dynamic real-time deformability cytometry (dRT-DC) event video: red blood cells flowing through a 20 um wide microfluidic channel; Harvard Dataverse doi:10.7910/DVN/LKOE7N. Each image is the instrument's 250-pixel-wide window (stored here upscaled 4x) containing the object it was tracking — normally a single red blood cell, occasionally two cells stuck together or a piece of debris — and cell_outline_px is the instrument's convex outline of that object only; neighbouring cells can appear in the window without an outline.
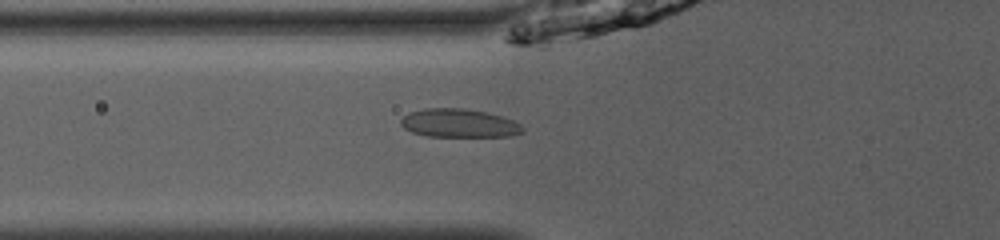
{"species": "common noctule bat (a hibernating species)", "species_latin": "Nyctalus noctula", "temperature_condition": "room temperature", "stored_images_in_passage": 44, "camera_frame_rate_fps": 3000, "um_per_image_px": 0.085, "animal": {"sex": "male", "body_mass_g": 13.0, "forearm_length_mm": 53.1}, "frame": {"image": 1, "passage_image": 13, "time_ms": 4.0, "image_size_px": [1000, 240], "cell_outline_px": [[524, 132], [512, 136], [428, 136], [412, 132], [404, 128], [400, 124], [400, 120], [408, 112], [424, 108], [464, 108], [488, 112], [512, 120], [520, 124], [524, 128]], "centroid_in_image_um": [39.01, 10.46], "position_along_channel_um": 86.8, "area_um2": 20.29}}
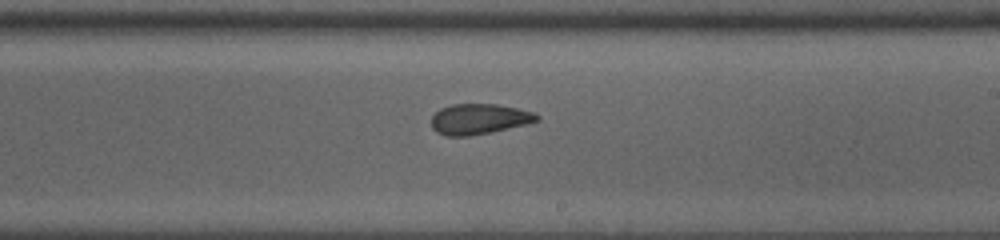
{"frame": {"image": 2, "passage_image": 25, "time_ms": 8.0, "image_size_px": [1000, 240], "cell_outline_px": [[540, 120], [492, 132], [468, 136], [444, 136], [436, 132], [432, 128], [432, 116], [440, 108], [452, 104], [496, 104], [536, 112], [540, 116]], "centroid_in_image_um": [40.71, 10.12], "position_along_channel_um": 248.3, "area_um2": 18.79}}
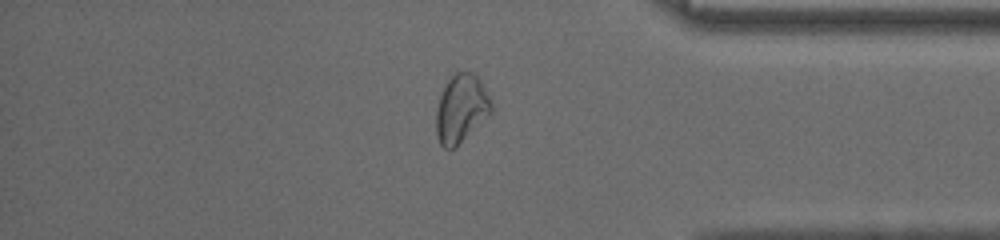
{"frame": {"image": 3, "passage_image": 37, "time_ms": 12.0, "image_size_px": [1000, 240], "cell_outline_px": [[492, 112], [456, 148], [444, 148], [440, 144], [436, 132], [436, 112], [440, 96], [448, 80], [456, 72], [472, 72], [480, 80], [492, 100]], "centroid_in_image_um": [39.21, 9.25], "position_along_channel_um": 396.0, "area_um2": 21.85}, "authors_computed_cell_mechanics": {"area_um2": 20.3456, "velocity_mm_per_s": 4.0166, "shape_relaxation_time_tau1_ms": 4.4156, "shape_relaxation_time_tau2_ms": 2.1689, "deformation_change_tau1": 0.1046, "deformation_change_tau2": 0.0498}}